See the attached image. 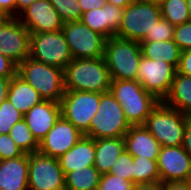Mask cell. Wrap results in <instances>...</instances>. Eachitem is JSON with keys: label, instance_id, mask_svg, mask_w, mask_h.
<instances>
[{"label": "cell", "instance_id": "46", "mask_svg": "<svg viewBox=\"0 0 191 190\" xmlns=\"http://www.w3.org/2000/svg\"><path fill=\"white\" fill-rule=\"evenodd\" d=\"M137 0H106V2L111 3L120 8H126L128 5L136 2Z\"/></svg>", "mask_w": 191, "mask_h": 190}, {"label": "cell", "instance_id": "37", "mask_svg": "<svg viewBox=\"0 0 191 190\" xmlns=\"http://www.w3.org/2000/svg\"><path fill=\"white\" fill-rule=\"evenodd\" d=\"M18 65L0 52V77L12 78L17 74Z\"/></svg>", "mask_w": 191, "mask_h": 190}, {"label": "cell", "instance_id": "25", "mask_svg": "<svg viewBox=\"0 0 191 190\" xmlns=\"http://www.w3.org/2000/svg\"><path fill=\"white\" fill-rule=\"evenodd\" d=\"M142 56L150 60H162L176 70L179 66L181 50L174 40L141 41Z\"/></svg>", "mask_w": 191, "mask_h": 190}, {"label": "cell", "instance_id": "33", "mask_svg": "<svg viewBox=\"0 0 191 190\" xmlns=\"http://www.w3.org/2000/svg\"><path fill=\"white\" fill-rule=\"evenodd\" d=\"M174 29L169 21L161 18L155 26L152 28L151 32H148L145 38L142 41H164V40H173L174 38Z\"/></svg>", "mask_w": 191, "mask_h": 190}, {"label": "cell", "instance_id": "2", "mask_svg": "<svg viewBox=\"0 0 191 190\" xmlns=\"http://www.w3.org/2000/svg\"><path fill=\"white\" fill-rule=\"evenodd\" d=\"M110 92L120 103L130 125H143L150 112L160 102L137 80L111 79Z\"/></svg>", "mask_w": 191, "mask_h": 190}, {"label": "cell", "instance_id": "19", "mask_svg": "<svg viewBox=\"0 0 191 190\" xmlns=\"http://www.w3.org/2000/svg\"><path fill=\"white\" fill-rule=\"evenodd\" d=\"M29 154L0 160V190H28Z\"/></svg>", "mask_w": 191, "mask_h": 190}, {"label": "cell", "instance_id": "31", "mask_svg": "<svg viewBox=\"0 0 191 190\" xmlns=\"http://www.w3.org/2000/svg\"><path fill=\"white\" fill-rule=\"evenodd\" d=\"M23 117L24 115L11 104L9 99L3 101L0 104V134H9L14 124Z\"/></svg>", "mask_w": 191, "mask_h": 190}, {"label": "cell", "instance_id": "48", "mask_svg": "<svg viewBox=\"0 0 191 190\" xmlns=\"http://www.w3.org/2000/svg\"><path fill=\"white\" fill-rule=\"evenodd\" d=\"M9 17L0 14V26L8 19Z\"/></svg>", "mask_w": 191, "mask_h": 190}, {"label": "cell", "instance_id": "5", "mask_svg": "<svg viewBox=\"0 0 191 190\" xmlns=\"http://www.w3.org/2000/svg\"><path fill=\"white\" fill-rule=\"evenodd\" d=\"M190 118L191 116L159 102L143 125L161 147L181 146L185 125Z\"/></svg>", "mask_w": 191, "mask_h": 190}, {"label": "cell", "instance_id": "7", "mask_svg": "<svg viewBox=\"0 0 191 190\" xmlns=\"http://www.w3.org/2000/svg\"><path fill=\"white\" fill-rule=\"evenodd\" d=\"M29 57L63 70L73 60L62 30L30 33Z\"/></svg>", "mask_w": 191, "mask_h": 190}, {"label": "cell", "instance_id": "49", "mask_svg": "<svg viewBox=\"0 0 191 190\" xmlns=\"http://www.w3.org/2000/svg\"><path fill=\"white\" fill-rule=\"evenodd\" d=\"M187 1V5H188V10L191 16V0H186Z\"/></svg>", "mask_w": 191, "mask_h": 190}, {"label": "cell", "instance_id": "34", "mask_svg": "<svg viewBox=\"0 0 191 190\" xmlns=\"http://www.w3.org/2000/svg\"><path fill=\"white\" fill-rule=\"evenodd\" d=\"M133 182L114 174H102L98 185L99 190H132Z\"/></svg>", "mask_w": 191, "mask_h": 190}, {"label": "cell", "instance_id": "32", "mask_svg": "<svg viewBox=\"0 0 191 190\" xmlns=\"http://www.w3.org/2000/svg\"><path fill=\"white\" fill-rule=\"evenodd\" d=\"M109 174H114L130 182H133V156L124 150L111 165Z\"/></svg>", "mask_w": 191, "mask_h": 190}, {"label": "cell", "instance_id": "30", "mask_svg": "<svg viewBox=\"0 0 191 190\" xmlns=\"http://www.w3.org/2000/svg\"><path fill=\"white\" fill-rule=\"evenodd\" d=\"M64 23L80 21L82 11L78 0H49Z\"/></svg>", "mask_w": 191, "mask_h": 190}, {"label": "cell", "instance_id": "17", "mask_svg": "<svg viewBox=\"0 0 191 190\" xmlns=\"http://www.w3.org/2000/svg\"><path fill=\"white\" fill-rule=\"evenodd\" d=\"M61 116L60 103L43 100L24 114L28 128L40 142Z\"/></svg>", "mask_w": 191, "mask_h": 190}, {"label": "cell", "instance_id": "23", "mask_svg": "<svg viewBox=\"0 0 191 190\" xmlns=\"http://www.w3.org/2000/svg\"><path fill=\"white\" fill-rule=\"evenodd\" d=\"M125 150L123 137L104 138L95 140L94 166L101 174L109 173L120 154Z\"/></svg>", "mask_w": 191, "mask_h": 190}, {"label": "cell", "instance_id": "16", "mask_svg": "<svg viewBox=\"0 0 191 190\" xmlns=\"http://www.w3.org/2000/svg\"><path fill=\"white\" fill-rule=\"evenodd\" d=\"M17 18L30 33L59 31L64 24L49 0H36Z\"/></svg>", "mask_w": 191, "mask_h": 190}, {"label": "cell", "instance_id": "36", "mask_svg": "<svg viewBox=\"0 0 191 190\" xmlns=\"http://www.w3.org/2000/svg\"><path fill=\"white\" fill-rule=\"evenodd\" d=\"M23 154L9 134H0V160L17 158Z\"/></svg>", "mask_w": 191, "mask_h": 190}, {"label": "cell", "instance_id": "4", "mask_svg": "<svg viewBox=\"0 0 191 190\" xmlns=\"http://www.w3.org/2000/svg\"><path fill=\"white\" fill-rule=\"evenodd\" d=\"M17 74L43 98L60 103L65 93L64 70L28 57L18 65Z\"/></svg>", "mask_w": 191, "mask_h": 190}, {"label": "cell", "instance_id": "45", "mask_svg": "<svg viewBox=\"0 0 191 190\" xmlns=\"http://www.w3.org/2000/svg\"><path fill=\"white\" fill-rule=\"evenodd\" d=\"M36 0H16L15 17L17 18L27 7Z\"/></svg>", "mask_w": 191, "mask_h": 190}, {"label": "cell", "instance_id": "43", "mask_svg": "<svg viewBox=\"0 0 191 190\" xmlns=\"http://www.w3.org/2000/svg\"><path fill=\"white\" fill-rule=\"evenodd\" d=\"M132 190H163V183L161 181L137 183L134 184Z\"/></svg>", "mask_w": 191, "mask_h": 190}, {"label": "cell", "instance_id": "8", "mask_svg": "<svg viewBox=\"0 0 191 190\" xmlns=\"http://www.w3.org/2000/svg\"><path fill=\"white\" fill-rule=\"evenodd\" d=\"M161 18L160 6L136 1L124 8L115 36L141 42Z\"/></svg>", "mask_w": 191, "mask_h": 190}, {"label": "cell", "instance_id": "41", "mask_svg": "<svg viewBox=\"0 0 191 190\" xmlns=\"http://www.w3.org/2000/svg\"><path fill=\"white\" fill-rule=\"evenodd\" d=\"M182 147L191 157V118L185 125Z\"/></svg>", "mask_w": 191, "mask_h": 190}, {"label": "cell", "instance_id": "13", "mask_svg": "<svg viewBox=\"0 0 191 190\" xmlns=\"http://www.w3.org/2000/svg\"><path fill=\"white\" fill-rule=\"evenodd\" d=\"M30 32L16 17L0 26V52L19 65L29 57Z\"/></svg>", "mask_w": 191, "mask_h": 190}, {"label": "cell", "instance_id": "3", "mask_svg": "<svg viewBox=\"0 0 191 190\" xmlns=\"http://www.w3.org/2000/svg\"><path fill=\"white\" fill-rule=\"evenodd\" d=\"M141 57L140 42L117 36L105 41L104 58L111 79L136 80Z\"/></svg>", "mask_w": 191, "mask_h": 190}, {"label": "cell", "instance_id": "28", "mask_svg": "<svg viewBox=\"0 0 191 190\" xmlns=\"http://www.w3.org/2000/svg\"><path fill=\"white\" fill-rule=\"evenodd\" d=\"M160 181L157 160L133 157V183H150Z\"/></svg>", "mask_w": 191, "mask_h": 190}, {"label": "cell", "instance_id": "12", "mask_svg": "<svg viewBox=\"0 0 191 190\" xmlns=\"http://www.w3.org/2000/svg\"><path fill=\"white\" fill-rule=\"evenodd\" d=\"M176 72L177 70L165 61L150 60L142 56L136 80L148 93L163 102L170 92Z\"/></svg>", "mask_w": 191, "mask_h": 190}, {"label": "cell", "instance_id": "9", "mask_svg": "<svg viewBox=\"0 0 191 190\" xmlns=\"http://www.w3.org/2000/svg\"><path fill=\"white\" fill-rule=\"evenodd\" d=\"M101 94L65 90L60 101L61 116L71 122L83 135H86L89 132L91 120L97 113Z\"/></svg>", "mask_w": 191, "mask_h": 190}, {"label": "cell", "instance_id": "39", "mask_svg": "<svg viewBox=\"0 0 191 190\" xmlns=\"http://www.w3.org/2000/svg\"><path fill=\"white\" fill-rule=\"evenodd\" d=\"M80 4V8L82 13L97 9V8H102L106 4V0H78Z\"/></svg>", "mask_w": 191, "mask_h": 190}, {"label": "cell", "instance_id": "44", "mask_svg": "<svg viewBox=\"0 0 191 190\" xmlns=\"http://www.w3.org/2000/svg\"><path fill=\"white\" fill-rule=\"evenodd\" d=\"M11 79L0 77V104L7 99Z\"/></svg>", "mask_w": 191, "mask_h": 190}, {"label": "cell", "instance_id": "18", "mask_svg": "<svg viewBox=\"0 0 191 190\" xmlns=\"http://www.w3.org/2000/svg\"><path fill=\"white\" fill-rule=\"evenodd\" d=\"M124 8L106 2L102 8L82 13L81 21L106 39L115 36L121 24Z\"/></svg>", "mask_w": 191, "mask_h": 190}, {"label": "cell", "instance_id": "27", "mask_svg": "<svg viewBox=\"0 0 191 190\" xmlns=\"http://www.w3.org/2000/svg\"><path fill=\"white\" fill-rule=\"evenodd\" d=\"M163 19L173 26H178L191 20L186 0H164L160 5Z\"/></svg>", "mask_w": 191, "mask_h": 190}, {"label": "cell", "instance_id": "47", "mask_svg": "<svg viewBox=\"0 0 191 190\" xmlns=\"http://www.w3.org/2000/svg\"><path fill=\"white\" fill-rule=\"evenodd\" d=\"M142 3L154 4L160 6L164 0H137Z\"/></svg>", "mask_w": 191, "mask_h": 190}, {"label": "cell", "instance_id": "35", "mask_svg": "<svg viewBox=\"0 0 191 190\" xmlns=\"http://www.w3.org/2000/svg\"><path fill=\"white\" fill-rule=\"evenodd\" d=\"M173 40L181 51L191 49V20L175 26Z\"/></svg>", "mask_w": 191, "mask_h": 190}, {"label": "cell", "instance_id": "1", "mask_svg": "<svg viewBox=\"0 0 191 190\" xmlns=\"http://www.w3.org/2000/svg\"><path fill=\"white\" fill-rule=\"evenodd\" d=\"M65 90L104 93L111 77L104 57L73 59L64 69Z\"/></svg>", "mask_w": 191, "mask_h": 190}, {"label": "cell", "instance_id": "10", "mask_svg": "<svg viewBox=\"0 0 191 190\" xmlns=\"http://www.w3.org/2000/svg\"><path fill=\"white\" fill-rule=\"evenodd\" d=\"M62 31L73 59L104 57L106 38L81 20L64 23Z\"/></svg>", "mask_w": 191, "mask_h": 190}, {"label": "cell", "instance_id": "24", "mask_svg": "<svg viewBox=\"0 0 191 190\" xmlns=\"http://www.w3.org/2000/svg\"><path fill=\"white\" fill-rule=\"evenodd\" d=\"M163 103L191 116V77L176 72L170 92Z\"/></svg>", "mask_w": 191, "mask_h": 190}, {"label": "cell", "instance_id": "15", "mask_svg": "<svg viewBox=\"0 0 191 190\" xmlns=\"http://www.w3.org/2000/svg\"><path fill=\"white\" fill-rule=\"evenodd\" d=\"M84 135L62 116L39 142V152L59 158L70 150Z\"/></svg>", "mask_w": 191, "mask_h": 190}, {"label": "cell", "instance_id": "40", "mask_svg": "<svg viewBox=\"0 0 191 190\" xmlns=\"http://www.w3.org/2000/svg\"><path fill=\"white\" fill-rule=\"evenodd\" d=\"M16 0H0V14L15 17Z\"/></svg>", "mask_w": 191, "mask_h": 190}, {"label": "cell", "instance_id": "38", "mask_svg": "<svg viewBox=\"0 0 191 190\" xmlns=\"http://www.w3.org/2000/svg\"><path fill=\"white\" fill-rule=\"evenodd\" d=\"M177 73L191 77V49L181 51Z\"/></svg>", "mask_w": 191, "mask_h": 190}, {"label": "cell", "instance_id": "42", "mask_svg": "<svg viewBox=\"0 0 191 190\" xmlns=\"http://www.w3.org/2000/svg\"><path fill=\"white\" fill-rule=\"evenodd\" d=\"M163 190H191L189 181L163 182Z\"/></svg>", "mask_w": 191, "mask_h": 190}, {"label": "cell", "instance_id": "14", "mask_svg": "<svg viewBox=\"0 0 191 190\" xmlns=\"http://www.w3.org/2000/svg\"><path fill=\"white\" fill-rule=\"evenodd\" d=\"M157 164L162 183L188 181L191 178V157L182 145L161 147Z\"/></svg>", "mask_w": 191, "mask_h": 190}, {"label": "cell", "instance_id": "26", "mask_svg": "<svg viewBox=\"0 0 191 190\" xmlns=\"http://www.w3.org/2000/svg\"><path fill=\"white\" fill-rule=\"evenodd\" d=\"M101 175L95 166L71 171L65 175V190L98 189Z\"/></svg>", "mask_w": 191, "mask_h": 190}, {"label": "cell", "instance_id": "20", "mask_svg": "<svg viewBox=\"0 0 191 190\" xmlns=\"http://www.w3.org/2000/svg\"><path fill=\"white\" fill-rule=\"evenodd\" d=\"M123 138L125 150L133 157L141 156L150 160L158 159L161 146L144 125H131Z\"/></svg>", "mask_w": 191, "mask_h": 190}, {"label": "cell", "instance_id": "29", "mask_svg": "<svg viewBox=\"0 0 191 190\" xmlns=\"http://www.w3.org/2000/svg\"><path fill=\"white\" fill-rule=\"evenodd\" d=\"M9 135L23 153L32 154L39 150V142L33 136L24 119L14 124Z\"/></svg>", "mask_w": 191, "mask_h": 190}, {"label": "cell", "instance_id": "21", "mask_svg": "<svg viewBox=\"0 0 191 190\" xmlns=\"http://www.w3.org/2000/svg\"><path fill=\"white\" fill-rule=\"evenodd\" d=\"M58 160L64 175L76 169L81 170L88 166H94L95 140L84 135Z\"/></svg>", "mask_w": 191, "mask_h": 190}, {"label": "cell", "instance_id": "11", "mask_svg": "<svg viewBox=\"0 0 191 190\" xmlns=\"http://www.w3.org/2000/svg\"><path fill=\"white\" fill-rule=\"evenodd\" d=\"M28 190H65V175L58 158L39 151L29 154Z\"/></svg>", "mask_w": 191, "mask_h": 190}, {"label": "cell", "instance_id": "6", "mask_svg": "<svg viewBox=\"0 0 191 190\" xmlns=\"http://www.w3.org/2000/svg\"><path fill=\"white\" fill-rule=\"evenodd\" d=\"M130 126L120 103L107 91L101 94L97 113L92 118L89 132L85 136L94 140L124 137Z\"/></svg>", "mask_w": 191, "mask_h": 190}, {"label": "cell", "instance_id": "22", "mask_svg": "<svg viewBox=\"0 0 191 190\" xmlns=\"http://www.w3.org/2000/svg\"><path fill=\"white\" fill-rule=\"evenodd\" d=\"M7 99L23 115L43 101L40 94L18 74L11 79Z\"/></svg>", "mask_w": 191, "mask_h": 190}]
</instances>
